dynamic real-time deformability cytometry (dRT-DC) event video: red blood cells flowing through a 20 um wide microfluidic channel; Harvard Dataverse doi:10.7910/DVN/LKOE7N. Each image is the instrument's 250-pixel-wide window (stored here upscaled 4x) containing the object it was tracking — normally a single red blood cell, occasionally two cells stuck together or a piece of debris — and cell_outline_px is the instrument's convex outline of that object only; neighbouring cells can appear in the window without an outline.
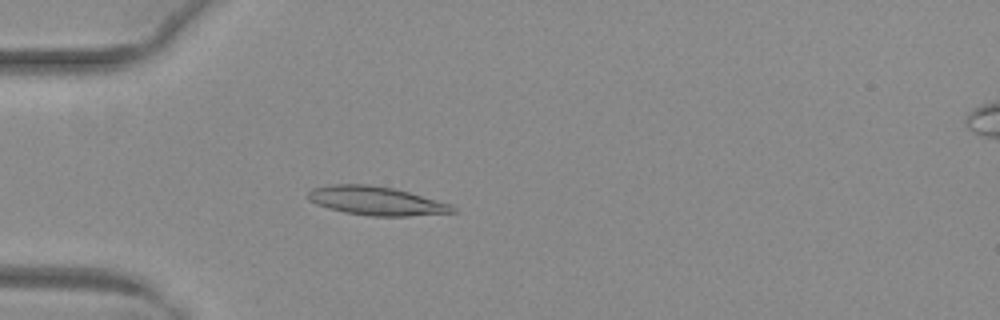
{"species": "common noctule bat (a hibernating species)", "species_latin": "Nyctalus noctula", "temperature_condition": "warm", "stored_images_in_passage": 52, "camera_frame_rate_fps": 3000, "um_per_image_px": 0.085, "animal": {"sex": "female", "body_mass_g": 29.2, "forearm_length_mm": 56.3}, "frame": {"image": 1, "passage_image": 16, "time_ms": 5.0, "image_size_px": [1000, 320], "cell_outline_px": [[456, 212], [408, 216], [372, 216], [344, 212], [328, 208], [316, 204], [308, 200], [308, 192], [312, 188], [332, 184], [368, 184], [392, 188], [408, 192], [452, 204], [456, 208]], "centroid_in_image_um": [31.97, 17.07], "position_along_channel_um": 53.0, "area_um2": 24.16}}
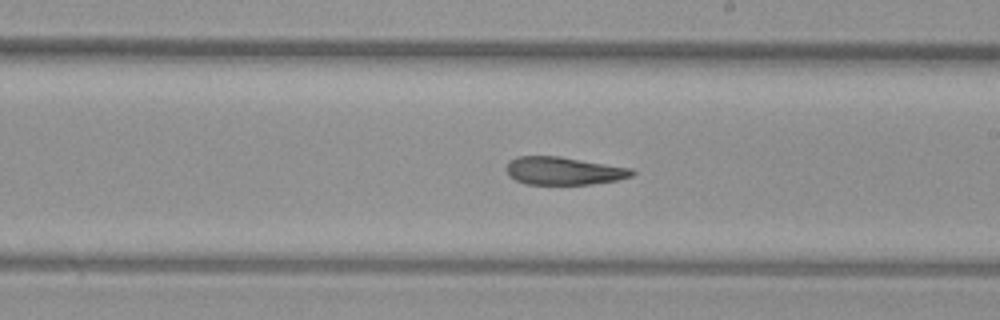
{"frame": {"image": 2, "passage_image": 31, "time_ms": 10.0, "image_size_px": [1000, 320], "cell_outline_px": [[636, 172], [632, 176], [616, 180], [592, 184], [524, 184], [508, 176], [504, 168], [508, 160], [516, 156], [560, 156], [632, 168]], "centroid_in_image_um": [47.86, 14.51], "position_along_channel_um": 241.1, "area_um2": 20.69}}
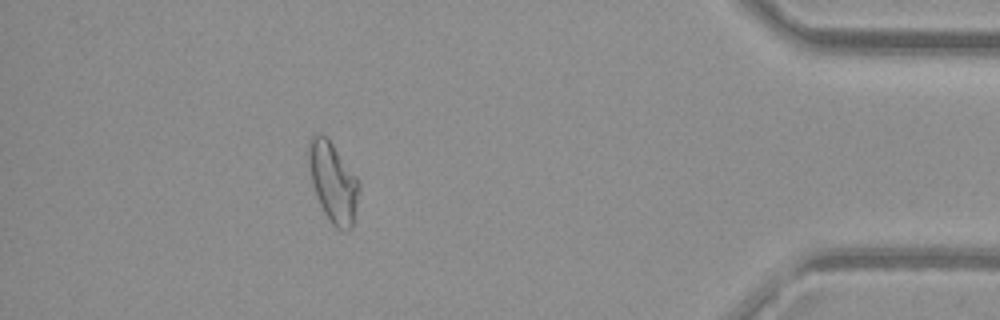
{"frame": {"image": 3, "passage_image": 47, "time_ms": 15.333, "image_size_px": [1000, 320], "cell_outline_px": [[360, 188], [352, 228], [344, 232], [340, 232], [332, 224], [324, 212], [316, 196], [312, 184], [308, 164], [308, 140], [316, 132], [320, 132], [328, 136], [360, 180]], "centroid_in_image_um": [28.31, 15.45], "position_along_channel_um": 406.9, "area_um2": 24.16}, "authors_computed_cell_mechanics": {"area_um2": 22.5709, "velocity_mm_per_s": 4.0078, "shape_relaxation_time_tau1_ms": null, "shape_relaxation_time_tau2_ms": 3.2635, "deformation_change_tau1": null, "deformation_change_tau2": 0.1162}}